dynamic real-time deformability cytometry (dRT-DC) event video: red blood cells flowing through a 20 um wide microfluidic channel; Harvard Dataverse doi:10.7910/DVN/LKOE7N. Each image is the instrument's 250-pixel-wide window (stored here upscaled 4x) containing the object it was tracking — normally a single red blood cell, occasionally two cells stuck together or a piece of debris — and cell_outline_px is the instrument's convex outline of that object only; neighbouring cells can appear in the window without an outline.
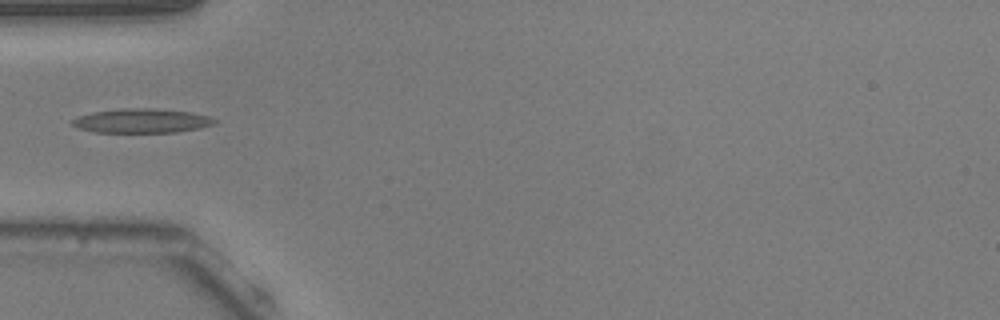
{"species": "common noctule bat (a hibernating species)", "species_latin": "Nyctalus noctula", "temperature_condition": "warm", "stored_images_in_passage": 30, "camera_frame_rate_fps": 3000, "um_per_image_px": 0.085, "animal": {"sex": "male", "body_mass_g": 20.5, "forearm_length_mm": 52.5}, "frame": {"image": 1, "passage_image": 1, "time_ms": 0.0, "image_size_px": [1000, 320], "cell_outline_px": [[216, 120], [212, 124], [200, 128], [176, 132], [96, 132], [80, 128], [72, 124], [72, 120], [80, 116], [92, 112], [120, 108], [148, 108], [188, 112], [208, 116]], "centroid_in_image_um": [12.02, 10.26], "position_along_channel_um": 73.0, "area_um2": 19.71}}